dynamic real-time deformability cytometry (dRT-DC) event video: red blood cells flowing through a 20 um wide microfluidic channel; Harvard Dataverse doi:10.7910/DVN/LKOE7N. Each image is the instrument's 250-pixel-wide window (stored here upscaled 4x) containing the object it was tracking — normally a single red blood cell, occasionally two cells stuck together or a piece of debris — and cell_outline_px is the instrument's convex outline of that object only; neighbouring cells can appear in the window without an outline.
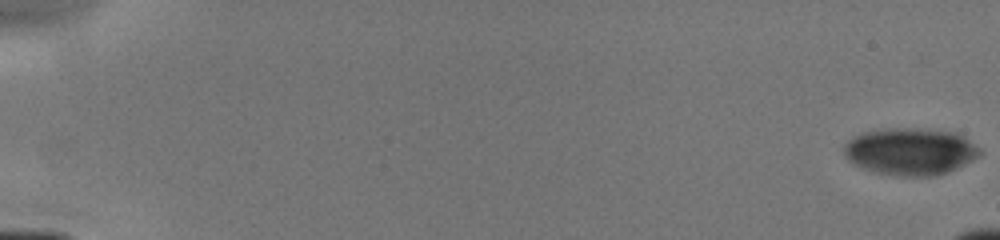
{"species": "human", "species_latin": "Homo sapiens", "temperature_condition": "cold", "stored_images_in_passage": 18, "camera_frame_rate_fps": 3000, "um_per_image_px": 0.085, "donor": {"sex": "male"}, "frame": {"image": 1, "passage_image": 1, "time_ms": 0.0, "image_size_px": [1000, 240], "cell_outline_px": [[980, 156], [956, 168], [936, 176], [896, 176], [872, 172], [848, 160], [844, 156], [844, 144], [852, 136], [860, 132], [888, 128], [904, 128], [948, 132], [964, 136], [980, 148]], "centroid_in_image_um": [77.33, 12.88], "position_along_channel_um": 7.7, "area_um2": 37.17}}
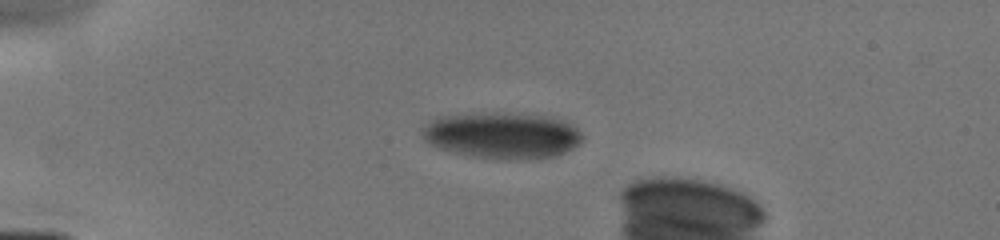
{"frame": {"image": 2, "passage_image": 13, "time_ms": 4.333, "image_size_px": [1000, 240], "cell_outline_px": [[584, 140], [580, 144], [564, 152], [552, 156], [472, 156], [452, 152], [428, 144], [424, 140], [420, 132], [420, 128], [428, 120], [440, 116], [496, 112], [508, 112], [552, 116], [572, 124], [584, 136]], "centroid_in_image_um": [42.63, 11.43], "position_along_channel_um": 42.4, "area_um2": 42.6}}